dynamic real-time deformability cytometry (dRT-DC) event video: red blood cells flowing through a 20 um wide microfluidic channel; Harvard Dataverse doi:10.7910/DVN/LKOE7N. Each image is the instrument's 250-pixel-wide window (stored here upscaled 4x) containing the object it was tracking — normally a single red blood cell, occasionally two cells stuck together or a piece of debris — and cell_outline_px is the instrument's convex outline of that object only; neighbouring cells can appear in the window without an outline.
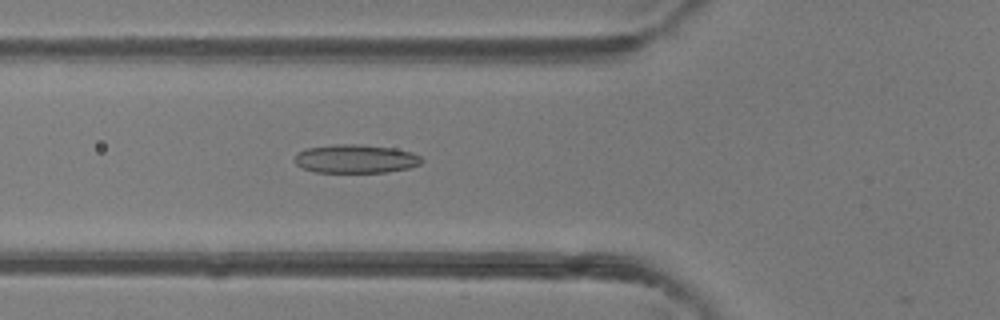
{"species": "common noctule bat (a hibernating species)", "species_latin": "Nyctalus noctula", "temperature_condition": "room temperature", "stored_images_in_passage": 34, "camera_frame_rate_fps": 3000, "um_per_image_px": 0.085, "animal": {"sex": "female"}, "frame": {"image": 1, "passage_image": 3, "time_ms": 0.667, "image_size_px": [1000, 320], "cell_outline_px": [[424, 160], [420, 164], [408, 168], [388, 172], [316, 172], [304, 168], [296, 164], [292, 160], [296, 152], [308, 148], [336, 144], [360, 144], [396, 148], [412, 152], [420, 156]], "centroid_in_image_um": [30.23, 13.49], "position_along_channel_um": 95.6, "area_um2": 21.33}}
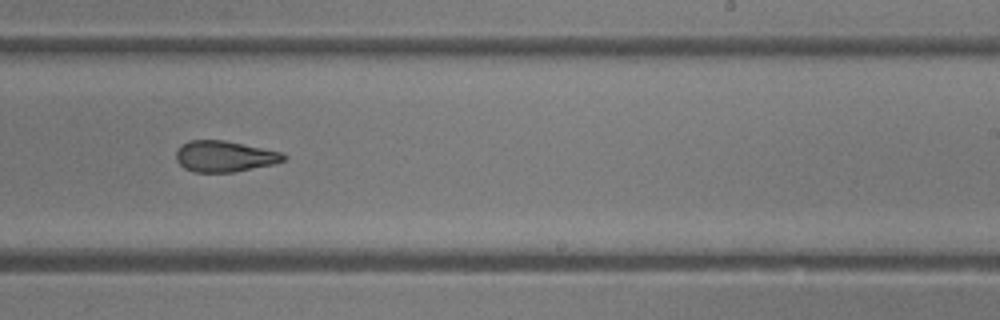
{"frame": {"image": 2, "passage_image": 15, "time_ms": 4.667, "image_size_px": [1000, 320], "cell_outline_px": [[288, 156], [284, 160], [272, 164], [232, 172], [196, 172], [184, 168], [176, 160], [176, 152], [188, 140], [224, 140], [284, 152]], "centroid_in_image_um": [19.11, 13.28], "position_along_channel_um": 269.9, "area_um2": 19.31}}
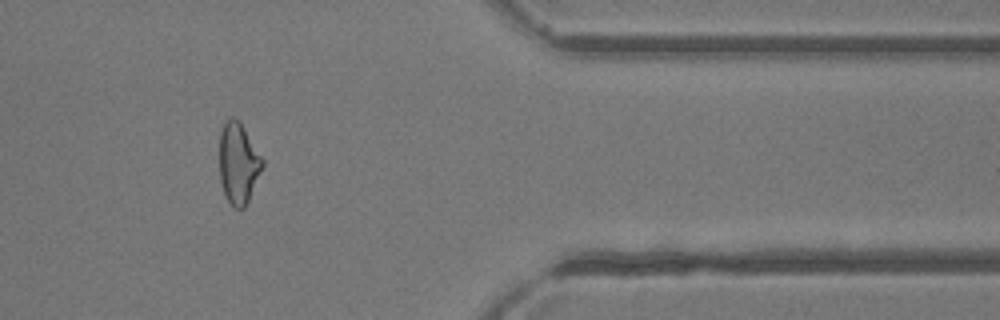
{"frame": {"image": 3, "passage_image": 25, "time_ms": 8.0, "image_size_px": [1000, 320], "cell_outline_px": [[264, 164], [248, 200], [244, 208], [236, 208], [228, 200], [224, 192], [220, 180], [220, 132], [224, 120], [228, 116], [232, 116], [240, 120], [264, 160]], "centroid_in_image_um": [20.26, 13.79], "position_along_channel_um": 391.1, "area_um2": 20.29}, "authors_computed_cell_mechanics": {"area_um2": 20.3456, "velocity_mm_per_s": 4.3497, "shape_relaxation_time_tau1_ms": 8.5717, "shape_relaxation_time_tau2_ms": 2.1122, "deformation_change_tau1": 0.2099, "deformation_change_tau2": 0.1036}}